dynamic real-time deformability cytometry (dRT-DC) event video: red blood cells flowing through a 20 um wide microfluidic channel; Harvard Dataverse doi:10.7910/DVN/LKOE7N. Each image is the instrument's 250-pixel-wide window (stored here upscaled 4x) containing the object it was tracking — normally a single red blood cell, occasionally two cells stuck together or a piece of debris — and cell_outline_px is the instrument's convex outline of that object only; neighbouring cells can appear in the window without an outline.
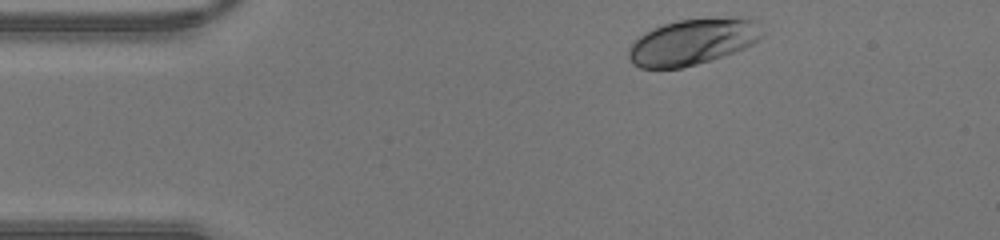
{"species": "human", "species_latin": "Homo sapiens", "temperature_condition": "warm", "stored_images_in_passage": 33, "camera_frame_rate_fps": 3000, "um_per_image_px": 0.085, "donor": {"sex": "male"}, "frame": {"image": 1, "passage_image": 1, "time_ms": 0.0, "image_size_px": [1000, 240], "cell_outline_px": [[764, 32], [752, 44], [744, 48], [696, 64], [680, 68], [640, 68], [632, 64], [628, 56], [628, 48], [644, 32], [664, 24], [680, 20], [752, 20]], "centroid_in_image_um": [58.76, 3.61], "position_along_channel_um": 26.2, "area_um2": 34.33}}
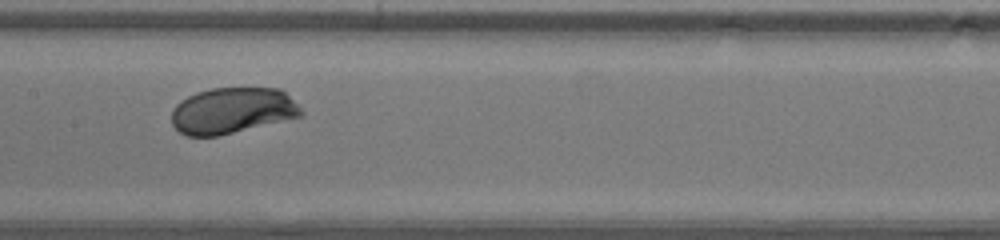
{"frame": {"image": 2, "passage_image": 16, "time_ms": 5.0, "image_size_px": [1000, 240], "cell_outline_px": [[304, 116], [220, 136], [188, 136], [180, 132], [172, 124], [172, 112], [176, 104], [180, 100], [196, 92], [212, 88], [280, 88], [300, 104], [304, 112]], "centroid_in_image_um": [19.8, 9.4], "position_along_channel_um": 187.6, "area_um2": 35.26}}
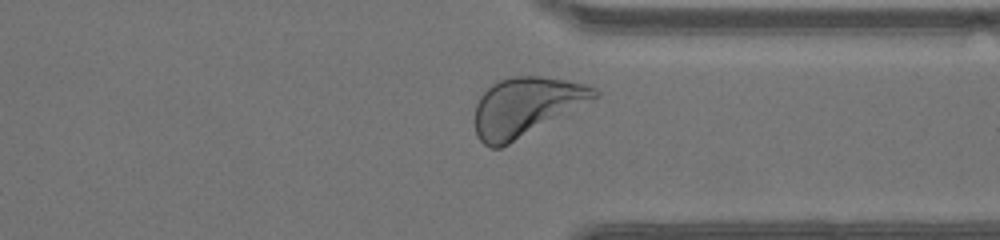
{"frame": {"image": 3, "passage_image": 28, "time_ms": 9.0, "image_size_px": [1000, 240], "cell_outline_px": [[600, 96], [508, 144], [500, 148], [492, 148], [484, 144], [476, 136], [476, 104], [480, 96], [492, 84], [508, 76], [540, 76], [564, 80], [584, 84], [596, 88], [600, 92]], "centroid_in_image_um": [44.7, 9.05], "position_along_channel_um": 366.7, "area_um2": 40.34}}